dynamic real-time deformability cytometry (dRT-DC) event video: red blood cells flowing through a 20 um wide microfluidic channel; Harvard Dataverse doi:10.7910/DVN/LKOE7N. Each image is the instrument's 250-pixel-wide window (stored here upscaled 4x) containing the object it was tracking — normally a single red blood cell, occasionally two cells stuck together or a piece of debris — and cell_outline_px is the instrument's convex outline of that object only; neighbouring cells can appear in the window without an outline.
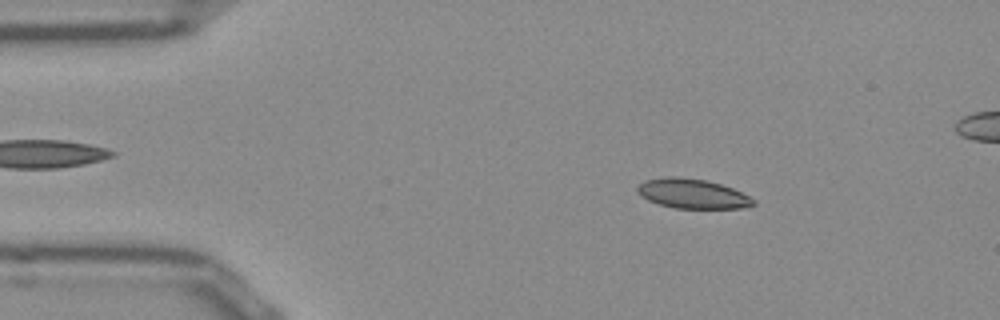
{"species": "Egyptian fruit bat (a non-hibernating species)", "species_latin": "Rousettus aegyptiacus", "temperature_condition": "room temperature", "stored_images_in_passage": 52, "camera_frame_rate_fps": 3000, "um_per_image_px": 0.085, "frame": {"image": 1, "passage_image": 7, "time_ms": 2.0, "image_size_px": [1000, 320], "cell_outline_px": [[756, 204], [740, 208], [676, 208], [660, 204], [648, 200], [640, 196], [636, 192], [636, 188], [644, 180], [664, 176], [676, 176], [704, 180], [720, 184], [732, 188], [756, 200]], "centroid_in_image_um": [58.81, 16.45], "position_along_channel_um": 26.2, "area_um2": 19.94}}
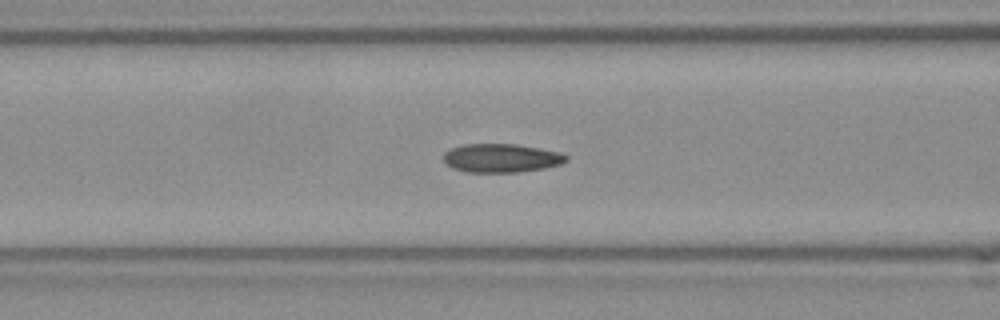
{"frame": {"image": 2, "passage_image": 19, "time_ms": 6.0, "image_size_px": [1000, 320], "cell_outline_px": [[568, 160], [560, 164], [544, 168], [520, 172], [464, 172], [452, 168], [444, 160], [444, 152], [448, 148], [464, 144], [516, 144], [560, 152], [568, 156]], "centroid_in_image_um": [42.59, 13.43], "position_along_channel_um": 124.0, "area_um2": 20.58}}
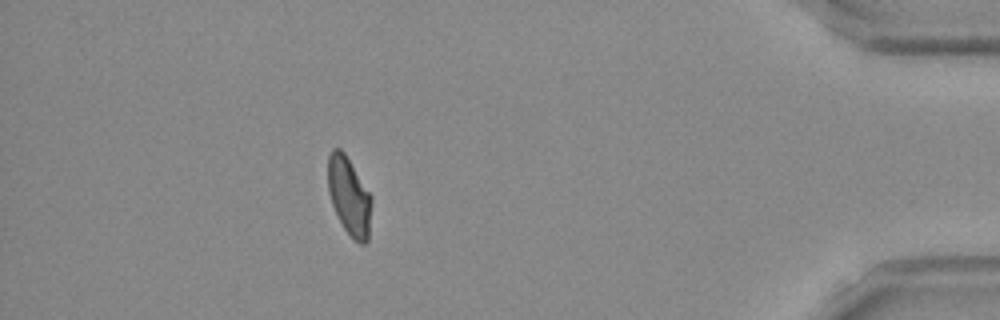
{"frame": {"image": 3, "passage_image": 45, "time_ms": 14.667, "image_size_px": [1000, 320], "cell_outline_px": [[372, 204], [368, 240], [364, 244], [360, 244], [352, 240], [344, 228], [332, 204], [328, 192], [328, 156], [332, 148], [340, 148], [344, 152], [372, 196]], "centroid_in_image_um": [29.69, 16.69], "position_along_channel_um": 405.5, "area_um2": 19.94}, "authors_computed_cell_mechanics": {"area_um2": 20.1433, "velocity_mm_per_s": 3.8716, "shape_relaxation_time_tau1_ms": 10.5938, "shape_relaxation_time_tau2_ms": 2.1955, "deformation_change_tau1": 0.2181, "deformation_change_tau2": 0.0753}}